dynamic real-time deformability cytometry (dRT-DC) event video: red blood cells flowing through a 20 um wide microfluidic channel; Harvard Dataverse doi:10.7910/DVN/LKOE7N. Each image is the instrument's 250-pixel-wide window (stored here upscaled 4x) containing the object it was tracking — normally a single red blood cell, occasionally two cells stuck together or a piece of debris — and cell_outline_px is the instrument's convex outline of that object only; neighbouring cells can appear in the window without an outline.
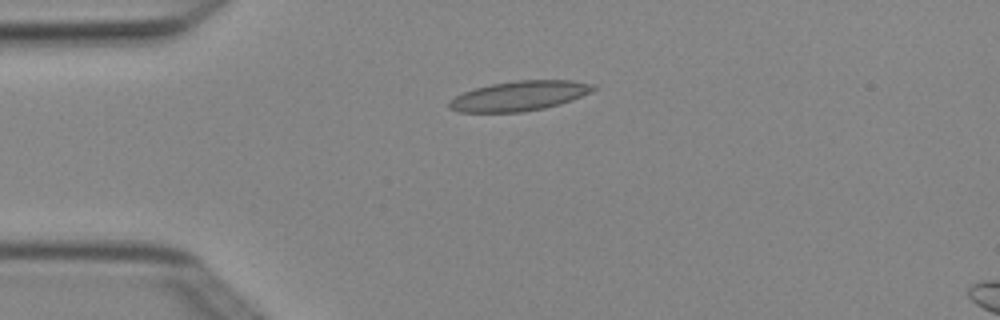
{"species": "Egyptian fruit bat (a non-hibernating species)", "species_latin": "Rousettus aegyptiacus", "temperature_condition": "cold", "stored_images_in_passage": 3, "camera_frame_rate_fps": 3000, "um_per_image_px": 0.085, "animal": {"sex": "female"}, "frame": {"image": 1, "passage_image": 1, "time_ms": 0.0, "image_size_px": [1000, 320], "cell_outline_px": [[596, 88], [572, 100], [560, 104], [544, 108], [524, 112], [460, 112], [448, 108], [448, 100], [464, 92], [476, 88], [492, 84], [516, 80], [572, 80], [596, 84]], "centroid_in_image_um": [44.13, 8.15], "position_along_channel_um": 40.9, "area_um2": 24.97}}
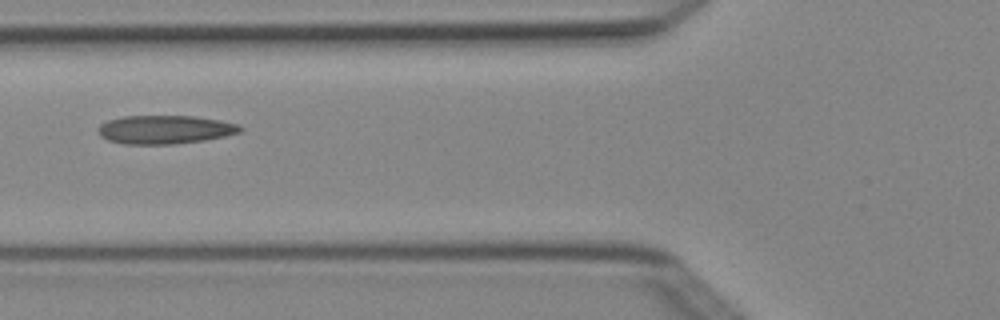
{"frame": {"image": 2, "passage_image": 3, "time_ms": 0.667, "image_size_px": [1000, 320], "cell_outline_px": [[244, 128], [240, 132], [224, 136], [204, 140], [172, 144], [124, 144], [108, 140], [100, 136], [96, 132], [96, 128], [100, 124], [108, 120], [124, 116], [192, 116], [220, 120], [240, 124]], "centroid_in_image_um": [13.99, 11.01], "position_along_channel_um": 111.8, "area_um2": 23.76}}